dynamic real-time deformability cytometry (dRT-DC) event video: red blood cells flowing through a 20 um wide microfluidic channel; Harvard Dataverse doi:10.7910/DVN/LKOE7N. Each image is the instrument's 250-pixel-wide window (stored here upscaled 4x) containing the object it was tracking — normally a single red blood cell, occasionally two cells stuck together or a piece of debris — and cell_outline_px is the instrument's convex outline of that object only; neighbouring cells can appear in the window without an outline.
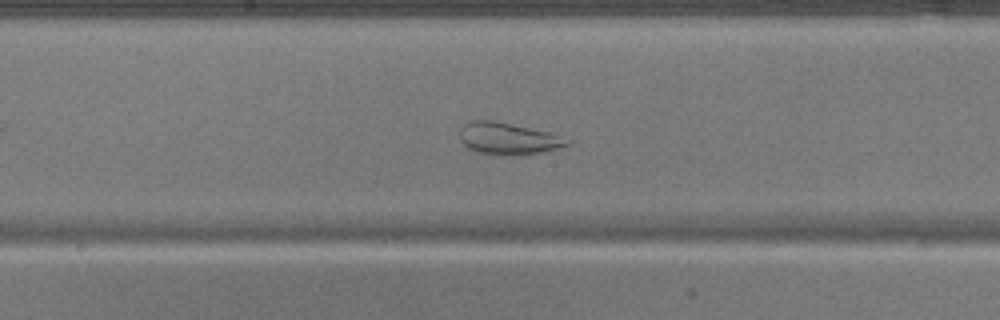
{"species": "common noctule bat (a hibernating species)", "species_latin": "Nyctalus noctula", "temperature_condition": "warm", "stored_images_in_passage": 41, "camera_frame_rate_fps": 3000, "um_per_image_px": 0.085, "animal": {"sex": "male", "body_mass_g": 17.9}, "frame": {"image": 1, "passage_image": 18, "time_ms": 5.667, "image_size_px": [1000, 320], "cell_outline_px": [[572, 144], [540, 152], [512, 156], [476, 152], [468, 148], [460, 140], [460, 128], [464, 124], [472, 120], [492, 120], [552, 132], [572, 140]], "centroid_in_image_um": [43.21, 11.77], "position_along_channel_um": 205.0, "area_um2": 20.11}}
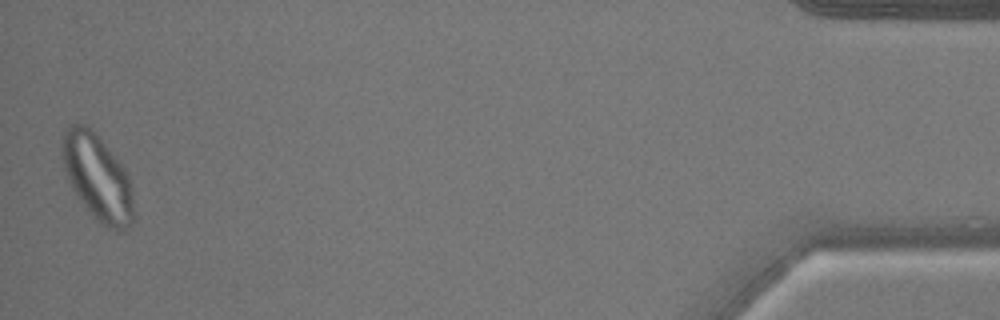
{"frame": {"image": 2, "passage_image": 41, "time_ms": 13.333, "image_size_px": [1000, 320], "cell_outline_px": [[132, 220], [128, 228], [124, 232], [116, 232], [108, 228], [96, 220], [84, 204], [76, 192], [64, 168], [64, 128], [72, 124], [84, 124], [104, 144], [124, 168], [128, 176], [132, 188]], "centroid_in_image_um": [8.33, 15.14], "position_along_channel_um": 426.9, "area_um2": 34.51}}